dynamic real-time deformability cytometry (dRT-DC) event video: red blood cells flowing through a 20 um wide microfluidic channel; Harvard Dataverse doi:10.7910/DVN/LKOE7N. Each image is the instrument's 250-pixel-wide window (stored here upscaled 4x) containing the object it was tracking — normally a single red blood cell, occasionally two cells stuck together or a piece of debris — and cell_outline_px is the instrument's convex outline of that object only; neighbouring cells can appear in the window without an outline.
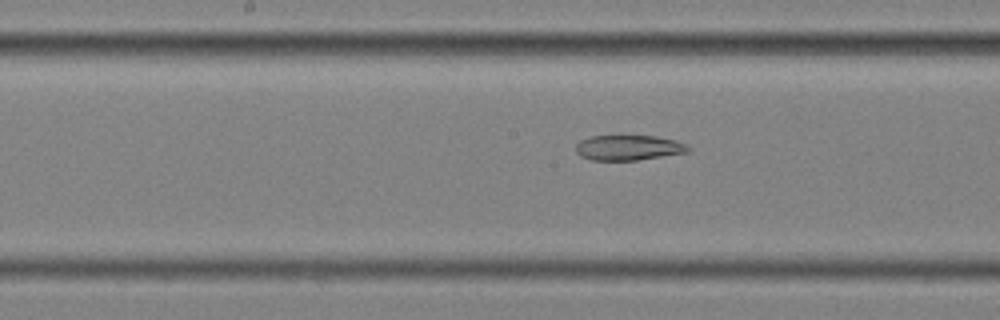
{"species": "common noctule bat (a hibernating species)", "species_latin": "Nyctalus noctula", "temperature_condition": "cold", "stored_images_in_passage": 56, "segment_of_instrument_passage": [2, 2], "camera_frame_rate_fps": 3000, "um_per_image_px": 0.085, "animal": {"sex": "female", "body_mass_g": 25.1}, "frame": {"image": 1, "passage_image": 29, "time_ms": 9.333, "image_size_px": [1000, 320], "cell_outline_px": [[692, 148], [688, 152], [636, 160], [592, 160], [580, 156], [576, 152], [576, 144], [580, 140], [592, 136], [616, 132], [620, 132], [656, 136], [676, 140], [688, 144]], "centroid_in_image_um": [53.41, 12.49], "position_along_channel_um": 194.8, "area_um2": 17.51}}
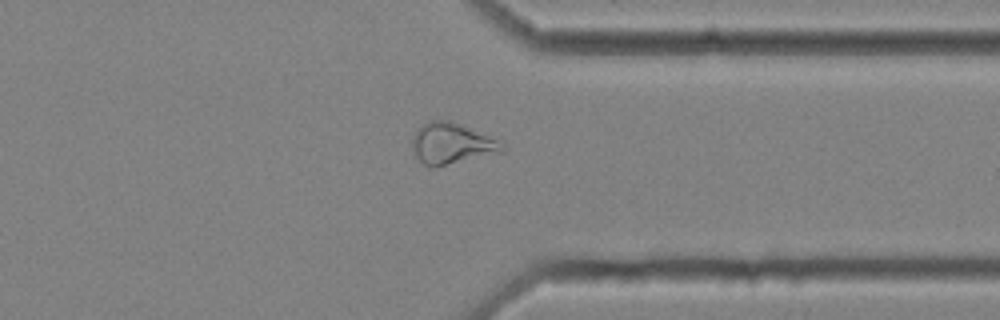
{"frame": {"image": 2, "passage_image": 44, "time_ms": 14.333, "image_size_px": [1000, 320], "cell_outline_px": [[504, 148], [500, 152], [432, 168], [428, 168], [416, 156], [412, 148], [412, 136], [416, 128], [428, 120], [452, 120], [504, 140]], "centroid_in_image_um": [38.4, 12.16], "position_along_channel_um": 373.0, "area_um2": 22.02}}
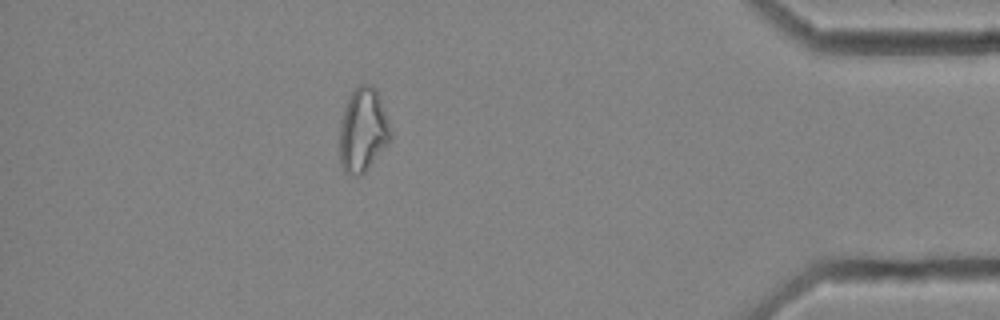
{"frame": {"image": 3, "passage_image": 50, "time_ms": 16.333, "image_size_px": [1000, 320], "cell_outline_px": [[392, 136], [388, 144], [364, 172], [360, 176], [352, 176], [344, 172], [340, 164], [340, 124], [344, 108], [352, 92], [360, 84], [372, 84], [376, 88], [384, 108], [392, 132]], "centroid_in_image_um": [30.85, 11.07], "position_along_channel_um": 404.3, "area_um2": 24.97}}